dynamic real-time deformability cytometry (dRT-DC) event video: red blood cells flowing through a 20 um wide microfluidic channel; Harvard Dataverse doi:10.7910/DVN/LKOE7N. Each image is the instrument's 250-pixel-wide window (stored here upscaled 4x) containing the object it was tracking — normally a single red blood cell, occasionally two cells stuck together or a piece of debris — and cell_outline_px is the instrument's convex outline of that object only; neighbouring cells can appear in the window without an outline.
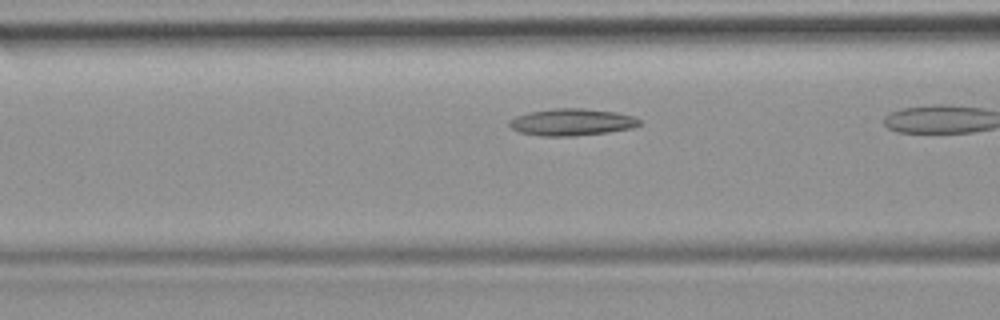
{"species": "common noctule bat (a hibernating species)", "species_latin": "Nyctalus noctula", "temperature_condition": "room temperature", "stored_images_in_passage": 11, "camera_frame_rate_fps": 3000, "um_per_image_px": 0.085, "animal": {"sex": "female", "body_mass_g": 19.9}, "frame": {"image": 1, "passage_image": 10, "time_ms": 3.0, "image_size_px": [1000, 320], "cell_outline_px": [[640, 124], [632, 128], [608, 132], [576, 136], [540, 136], [520, 132], [512, 128], [508, 124], [508, 120], [516, 116], [528, 112], [552, 108], [584, 108], [616, 112], [632, 116], [640, 120]], "centroid_in_image_um": [48.57, 10.38], "position_along_channel_um": 118.0, "area_um2": 20.52}}